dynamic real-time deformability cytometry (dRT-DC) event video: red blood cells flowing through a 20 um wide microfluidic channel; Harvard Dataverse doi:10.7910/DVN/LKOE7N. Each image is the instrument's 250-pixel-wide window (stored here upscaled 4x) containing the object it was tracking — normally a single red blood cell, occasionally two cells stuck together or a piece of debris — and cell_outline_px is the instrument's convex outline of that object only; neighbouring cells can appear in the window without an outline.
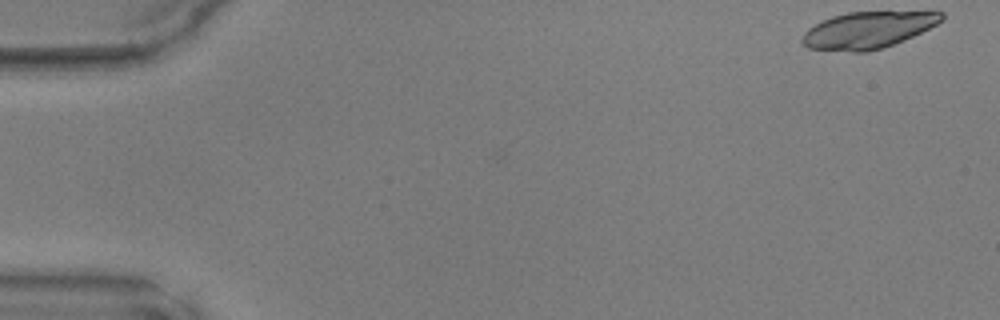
{"species": "common noctule bat (a hibernating species)", "species_latin": "Nyctalus noctula", "temperature_condition": "warm", "stored_images_in_passage": 11, "camera_frame_rate_fps": 3000, "um_per_image_px": 0.085, "animal": {"sex": "male", "body_mass_g": 17.9, "forearm_length_mm": 54.2}, "frame": {"image": 1, "passage_image": 1, "time_ms": 0.0, "image_size_px": [1000, 320], "cell_outline_px": [[944, 20], [904, 40], [884, 48], [868, 52], [852, 52], [808, 48], [800, 40], [804, 32], [808, 28], [832, 16], [848, 12], [944, 12]], "centroid_in_image_um": [73.75, 2.57], "position_along_channel_um": 11.3, "area_um2": 29.59}}